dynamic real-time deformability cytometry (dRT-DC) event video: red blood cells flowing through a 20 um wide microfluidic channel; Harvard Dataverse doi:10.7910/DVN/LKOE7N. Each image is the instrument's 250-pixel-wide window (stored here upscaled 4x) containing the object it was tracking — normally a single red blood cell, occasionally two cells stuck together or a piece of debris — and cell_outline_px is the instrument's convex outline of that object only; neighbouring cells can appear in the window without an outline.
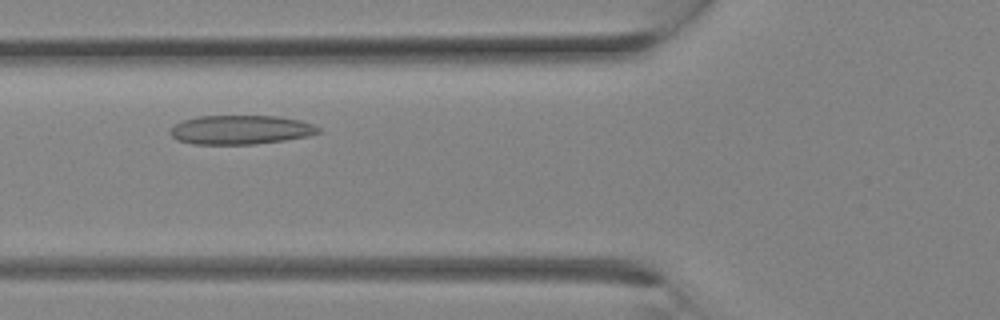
{"species": "Egyptian fruit bat (a non-hibernating species)", "species_latin": "Rousettus aegyptiacus", "temperature_condition": "room temperature", "stored_images_in_passage": 14, "camera_frame_rate_fps": 3000, "um_per_image_px": 0.085, "animal": {"sex": "female"}, "frame": {"image": 1, "passage_image": 7, "time_ms": 2.0, "image_size_px": [1000, 320], "cell_outline_px": [[320, 132], [308, 136], [284, 140], [252, 144], [192, 144], [176, 140], [168, 132], [176, 124], [184, 120], [200, 116], [276, 116], [300, 120], [312, 124], [320, 128]], "centroid_in_image_um": [20.44, 11.03], "position_along_channel_um": 105.4, "area_um2": 24.97}}
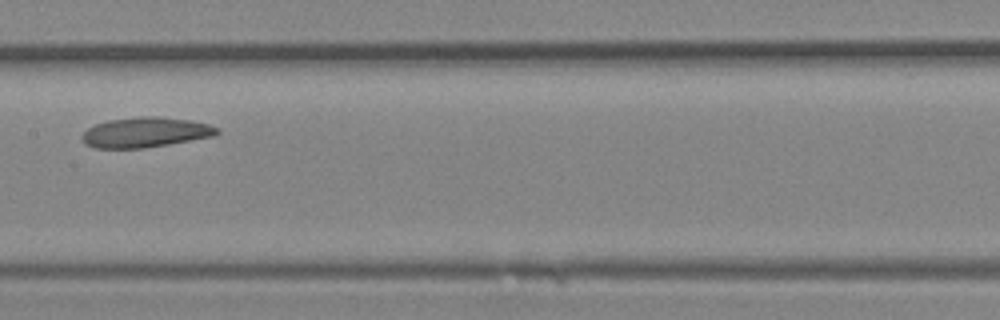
{"frame": {"image": 2, "passage_image": 11, "time_ms": 3.333, "image_size_px": [1000, 320], "cell_outline_px": [[220, 132], [216, 136], [144, 148], [92, 148], [84, 144], [80, 136], [88, 128], [96, 124], [108, 120], [140, 116], [156, 116], [188, 120], [208, 124], [220, 128]], "centroid_in_image_um": [12.35, 11.25], "position_along_channel_um": 195.0, "area_um2": 23.81}}
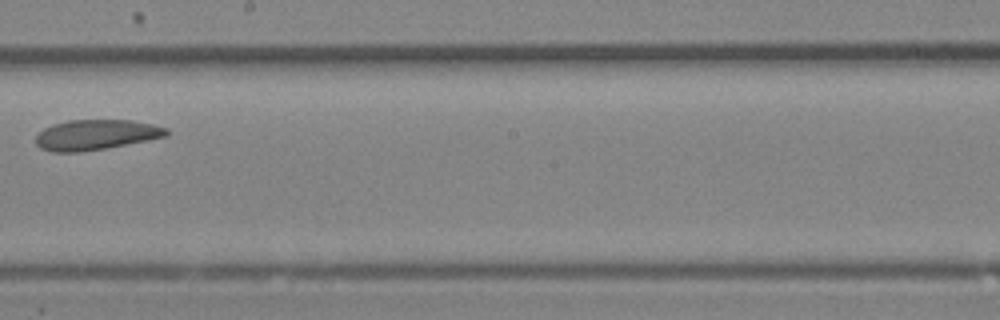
{"frame": {"image": 3, "passage_image": 13, "time_ms": 4.0, "image_size_px": [1000, 320], "cell_outline_px": [[168, 136], [148, 140], [104, 148], [80, 152], [52, 152], [40, 148], [36, 144], [36, 132], [52, 124], [68, 120], [132, 120], [152, 124], [168, 128]], "centroid_in_image_um": [8.12, 11.45], "position_along_channel_um": 240.1, "area_um2": 23.12}}